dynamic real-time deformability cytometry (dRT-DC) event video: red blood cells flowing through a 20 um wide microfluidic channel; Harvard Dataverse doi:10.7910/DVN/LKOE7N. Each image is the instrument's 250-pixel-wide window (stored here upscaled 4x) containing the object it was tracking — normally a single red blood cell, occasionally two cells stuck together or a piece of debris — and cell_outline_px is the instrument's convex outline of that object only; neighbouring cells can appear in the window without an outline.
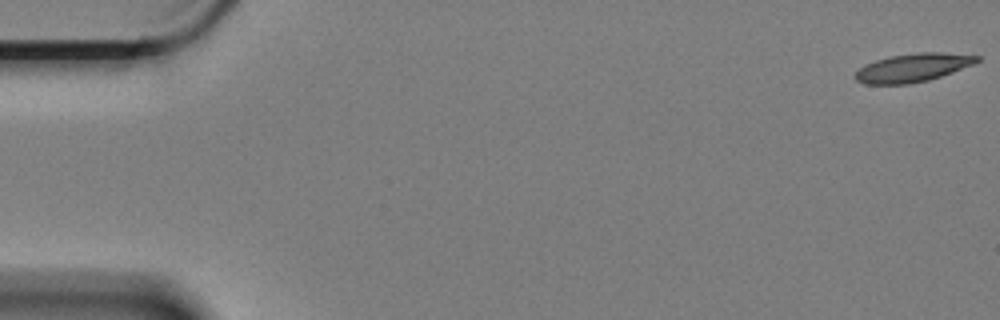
{"species": "Egyptian fruit bat (a non-hibernating species)", "species_latin": "Rousettus aegyptiacus", "temperature_condition": "cold", "stored_images_in_passage": 10, "camera_frame_rate_fps": 3000, "um_per_image_px": 0.085, "animal": {"sex": "female"}, "frame": {"image": 1, "passage_image": 1, "time_ms": 0.0, "image_size_px": [1000, 320], "cell_outline_px": [[980, 60], [972, 64], [952, 72], [928, 80], [908, 84], [864, 84], [856, 80], [852, 76], [864, 64], [876, 60], [892, 56], [916, 52], [940, 52], [980, 56]], "centroid_in_image_um": [77.55, 5.75], "position_along_channel_um": 7.5, "area_um2": 20.0}}